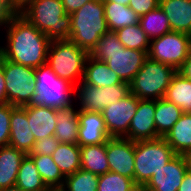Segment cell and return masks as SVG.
Listing matches in <instances>:
<instances>
[{
	"instance_id": "obj_1",
	"label": "cell",
	"mask_w": 191,
	"mask_h": 191,
	"mask_svg": "<svg viewBox=\"0 0 191 191\" xmlns=\"http://www.w3.org/2000/svg\"><path fill=\"white\" fill-rule=\"evenodd\" d=\"M1 56L23 66L46 64L51 40L20 13H10L0 26Z\"/></svg>"
},
{
	"instance_id": "obj_2",
	"label": "cell",
	"mask_w": 191,
	"mask_h": 191,
	"mask_svg": "<svg viewBox=\"0 0 191 191\" xmlns=\"http://www.w3.org/2000/svg\"><path fill=\"white\" fill-rule=\"evenodd\" d=\"M69 40L88 54L100 38L109 31L103 0H91L71 14Z\"/></svg>"
},
{
	"instance_id": "obj_3",
	"label": "cell",
	"mask_w": 191,
	"mask_h": 191,
	"mask_svg": "<svg viewBox=\"0 0 191 191\" xmlns=\"http://www.w3.org/2000/svg\"><path fill=\"white\" fill-rule=\"evenodd\" d=\"M20 14L51 41L69 39L71 15L66 14L62 0H34Z\"/></svg>"
},
{
	"instance_id": "obj_4",
	"label": "cell",
	"mask_w": 191,
	"mask_h": 191,
	"mask_svg": "<svg viewBox=\"0 0 191 191\" xmlns=\"http://www.w3.org/2000/svg\"><path fill=\"white\" fill-rule=\"evenodd\" d=\"M88 55L69 39L55 40L50 43L46 64L56 76L76 86L83 80Z\"/></svg>"
},
{
	"instance_id": "obj_5",
	"label": "cell",
	"mask_w": 191,
	"mask_h": 191,
	"mask_svg": "<svg viewBox=\"0 0 191 191\" xmlns=\"http://www.w3.org/2000/svg\"><path fill=\"white\" fill-rule=\"evenodd\" d=\"M177 154L163 137L135 142L134 182L143 188Z\"/></svg>"
},
{
	"instance_id": "obj_6",
	"label": "cell",
	"mask_w": 191,
	"mask_h": 191,
	"mask_svg": "<svg viewBox=\"0 0 191 191\" xmlns=\"http://www.w3.org/2000/svg\"><path fill=\"white\" fill-rule=\"evenodd\" d=\"M173 67L147 58L130 84V93L141 100L164 98L173 75Z\"/></svg>"
},
{
	"instance_id": "obj_7",
	"label": "cell",
	"mask_w": 191,
	"mask_h": 191,
	"mask_svg": "<svg viewBox=\"0 0 191 191\" xmlns=\"http://www.w3.org/2000/svg\"><path fill=\"white\" fill-rule=\"evenodd\" d=\"M35 74L36 104L54 109H65L74 105L73 84L56 76L47 64L36 68Z\"/></svg>"
},
{
	"instance_id": "obj_8",
	"label": "cell",
	"mask_w": 191,
	"mask_h": 191,
	"mask_svg": "<svg viewBox=\"0 0 191 191\" xmlns=\"http://www.w3.org/2000/svg\"><path fill=\"white\" fill-rule=\"evenodd\" d=\"M0 65L4 72L8 104L22 107L35 103V68L5 60L2 56Z\"/></svg>"
},
{
	"instance_id": "obj_9",
	"label": "cell",
	"mask_w": 191,
	"mask_h": 191,
	"mask_svg": "<svg viewBox=\"0 0 191 191\" xmlns=\"http://www.w3.org/2000/svg\"><path fill=\"white\" fill-rule=\"evenodd\" d=\"M130 94V84L97 87L81 81L75 86L74 105L78 110L102 113L110 103H116Z\"/></svg>"
},
{
	"instance_id": "obj_10",
	"label": "cell",
	"mask_w": 191,
	"mask_h": 191,
	"mask_svg": "<svg viewBox=\"0 0 191 191\" xmlns=\"http://www.w3.org/2000/svg\"><path fill=\"white\" fill-rule=\"evenodd\" d=\"M191 51L189 34L169 32L150 40L148 58L178 70Z\"/></svg>"
},
{
	"instance_id": "obj_11",
	"label": "cell",
	"mask_w": 191,
	"mask_h": 191,
	"mask_svg": "<svg viewBox=\"0 0 191 191\" xmlns=\"http://www.w3.org/2000/svg\"><path fill=\"white\" fill-rule=\"evenodd\" d=\"M138 107V98L130 93L124 99L110 103L104 108L102 117L110 137L124 138L128 134L130 122Z\"/></svg>"
},
{
	"instance_id": "obj_12",
	"label": "cell",
	"mask_w": 191,
	"mask_h": 191,
	"mask_svg": "<svg viewBox=\"0 0 191 191\" xmlns=\"http://www.w3.org/2000/svg\"><path fill=\"white\" fill-rule=\"evenodd\" d=\"M109 171L134 179L135 142L121 137H111L106 142Z\"/></svg>"
},
{
	"instance_id": "obj_13",
	"label": "cell",
	"mask_w": 191,
	"mask_h": 191,
	"mask_svg": "<svg viewBox=\"0 0 191 191\" xmlns=\"http://www.w3.org/2000/svg\"><path fill=\"white\" fill-rule=\"evenodd\" d=\"M187 171L184 155H176L152 175L143 189L145 191H178Z\"/></svg>"
},
{
	"instance_id": "obj_14",
	"label": "cell",
	"mask_w": 191,
	"mask_h": 191,
	"mask_svg": "<svg viewBox=\"0 0 191 191\" xmlns=\"http://www.w3.org/2000/svg\"><path fill=\"white\" fill-rule=\"evenodd\" d=\"M147 58L148 54L145 51L124 47L114 53H107L106 59L103 62H105L123 82L130 83Z\"/></svg>"
},
{
	"instance_id": "obj_15",
	"label": "cell",
	"mask_w": 191,
	"mask_h": 191,
	"mask_svg": "<svg viewBox=\"0 0 191 191\" xmlns=\"http://www.w3.org/2000/svg\"><path fill=\"white\" fill-rule=\"evenodd\" d=\"M155 100H141L138 98V107L132 117L128 134L124 137L133 142L159 138L154 121Z\"/></svg>"
},
{
	"instance_id": "obj_16",
	"label": "cell",
	"mask_w": 191,
	"mask_h": 191,
	"mask_svg": "<svg viewBox=\"0 0 191 191\" xmlns=\"http://www.w3.org/2000/svg\"><path fill=\"white\" fill-rule=\"evenodd\" d=\"M111 138L101 113L79 110L78 145L88 146L106 143Z\"/></svg>"
},
{
	"instance_id": "obj_17",
	"label": "cell",
	"mask_w": 191,
	"mask_h": 191,
	"mask_svg": "<svg viewBox=\"0 0 191 191\" xmlns=\"http://www.w3.org/2000/svg\"><path fill=\"white\" fill-rule=\"evenodd\" d=\"M35 136L29 127L25 106H16L10 117L9 146L29 154L35 142Z\"/></svg>"
},
{
	"instance_id": "obj_18",
	"label": "cell",
	"mask_w": 191,
	"mask_h": 191,
	"mask_svg": "<svg viewBox=\"0 0 191 191\" xmlns=\"http://www.w3.org/2000/svg\"><path fill=\"white\" fill-rule=\"evenodd\" d=\"M26 113L35 140L53 136L56 127V109L32 103L26 105Z\"/></svg>"
},
{
	"instance_id": "obj_19",
	"label": "cell",
	"mask_w": 191,
	"mask_h": 191,
	"mask_svg": "<svg viewBox=\"0 0 191 191\" xmlns=\"http://www.w3.org/2000/svg\"><path fill=\"white\" fill-rule=\"evenodd\" d=\"M173 32L191 33V0H159Z\"/></svg>"
},
{
	"instance_id": "obj_20",
	"label": "cell",
	"mask_w": 191,
	"mask_h": 191,
	"mask_svg": "<svg viewBox=\"0 0 191 191\" xmlns=\"http://www.w3.org/2000/svg\"><path fill=\"white\" fill-rule=\"evenodd\" d=\"M54 136L60 143L77 144L79 131V110L75 105L56 109Z\"/></svg>"
},
{
	"instance_id": "obj_21",
	"label": "cell",
	"mask_w": 191,
	"mask_h": 191,
	"mask_svg": "<svg viewBox=\"0 0 191 191\" xmlns=\"http://www.w3.org/2000/svg\"><path fill=\"white\" fill-rule=\"evenodd\" d=\"M26 153L12 146L0 147V189L16 184L18 171Z\"/></svg>"
},
{
	"instance_id": "obj_22",
	"label": "cell",
	"mask_w": 191,
	"mask_h": 191,
	"mask_svg": "<svg viewBox=\"0 0 191 191\" xmlns=\"http://www.w3.org/2000/svg\"><path fill=\"white\" fill-rule=\"evenodd\" d=\"M84 83L97 87H108L121 84L123 81L112 71L105 62L96 60L88 55L84 66Z\"/></svg>"
},
{
	"instance_id": "obj_23",
	"label": "cell",
	"mask_w": 191,
	"mask_h": 191,
	"mask_svg": "<svg viewBox=\"0 0 191 191\" xmlns=\"http://www.w3.org/2000/svg\"><path fill=\"white\" fill-rule=\"evenodd\" d=\"M177 155L191 149V113H183L180 119L163 137Z\"/></svg>"
},
{
	"instance_id": "obj_24",
	"label": "cell",
	"mask_w": 191,
	"mask_h": 191,
	"mask_svg": "<svg viewBox=\"0 0 191 191\" xmlns=\"http://www.w3.org/2000/svg\"><path fill=\"white\" fill-rule=\"evenodd\" d=\"M164 98L178 106L183 113H191V80L176 72Z\"/></svg>"
},
{
	"instance_id": "obj_25",
	"label": "cell",
	"mask_w": 191,
	"mask_h": 191,
	"mask_svg": "<svg viewBox=\"0 0 191 191\" xmlns=\"http://www.w3.org/2000/svg\"><path fill=\"white\" fill-rule=\"evenodd\" d=\"M81 169L102 175L109 172L106 143L80 147Z\"/></svg>"
},
{
	"instance_id": "obj_26",
	"label": "cell",
	"mask_w": 191,
	"mask_h": 191,
	"mask_svg": "<svg viewBox=\"0 0 191 191\" xmlns=\"http://www.w3.org/2000/svg\"><path fill=\"white\" fill-rule=\"evenodd\" d=\"M183 114L182 110L165 98L155 100L154 121L157 135L164 137Z\"/></svg>"
},
{
	"instance_id": "obj_27",
	"label": "cell",
	"mask_w": 191,
	"mask_h": 191,
	"mask_svg": "<svg viewBox=\"0 0 191 191\" xmlns=\"http://www.w3.org/2000/svg\"><path fill=\"white\" fill-rule=\"evenodd\" d=\"M51 156L64 176L81 169V153L78 144L59 143Z\"/></svg>"
},
{
	"instance_id": "obj_28",
	"label": "cell",
	"mask_w": 191,
	"mask_h": 191,
	"mask_svg": "<svg viewBox=\"0 0 191 191\" xmlns=\"http://www.w3.org/2000/svg\"><path fill=\"white\" fill-rule=\"evenodd\" d=\"M15 185L23 191H51L43 182L29 154H26L21 162Z\"/></svg>"
},
{
	"instance_id": "obj_29",
	"label": "cell",
	"mask_w": 191,
	"mask_h": 191,
	"mask_svg": "<svg viewBox=\"0 0 191 191\" xmlns=\"http://www.w3.org/2000/svg\"><path fill=\"white\" fill-rule=\"evenodd\" d=\"M109 31L139 23L140 17L129 7L113 2H103Z\"/></svg>"
},
{
	"instance_id": "obj_30",
	"label": "cell",
	"mask_w": 191,
	"mask_h": 191,
	"mask_svg": "<svg viewBox=\"0 0 191 191\" xmlns=\"http://www.w3.org/2000/svg\"><path fill=\"white\" fill-rule=\"evenodd\" d=\"M42 177L43 182L51 191H59L63 185L65 176L54 162L52 156L30 155Z\"/></svg>"
},
{
	"instance_id": "obj_31",
	"label": "cell",
	"mask_w": 191,
	"mask_h": 191,
	"mask_svg": "<svg viewBox=\"0 0 191 191\" xmlns=\"http://www.w3.org/2000/svg\"><path fill=\"white\" fill-rule=\"evenodd\" d=\"M139 23L150 40L172 31L169 20L160 6L141 16Z\"/></svg>"
},
{
	"instance_id": "obj_32",
	"label": "cell",
	"mask_w": 191,
	"mask_h": 191,
	"mask_svg": "<svg viewBox=\"0 0 191 191\" xmlns=\"http://www.w3.org/2000/svg\"><path fill=\"white\" fill-rule=\"evenodd\" d=\"M114 32L125 48L145 51L148 54L150 39L142 30L140 23L120 28Z\"/></svg>"
},
{
	"instance_id": "obj_33",
	"label": "cell",
	"mask_w": 191,
	"mask_h": 191,
	"mask_svg": "<svg viewBox=\"0 0 191 191\" xmlns=\"http://www.w3.org/2000/svg\"><path fill=\"white\" fill-rule=\"evenodd\" d=\"M99 176L79 169L65 176L64 185L59 191H97Z\"/></svg>"
},
{
	"instance_id": "obj_34",
	"label": "cell",
	"mask_w": 191,
	"mask_h": 191,
	"mask_svg": "<svg viewBox=\"0 0 191 191\" xmlns=\"http://www.w3.org/2000/svg\"><path fill=\"white\" fill-rule=\"evenodd\" d=\"M138 188L134 179L126 176L110 171L99 175L97 191H136Z\"/></svg>"
},
{
	"instance_id": "obj_35",
	"label": "cell",
	"mask_w": 191,
	"mask_h": 191,
	"mask_svg": "<svg viewBox=\"0 0 191 191\" xmlns=\"http://www.w3.org/2000/svg\"><path fill=\"white\" fill-rule=\"evenodd\" d=\"M123 48L124 45L118 40L116 33L114 31H108L100 38L89 53V56L96 60L104 61L107 53H114Z\"/></svg>"
},
{
	"instance_id": "obj_36",
	"label": "cell",
	"mask_w": 191,
	"mask_h": 191,
	"mask_svg": "<svg viewBox=\"0 0 191 191\" xmlns=\"http://www.w3.org/2000/svg\"><path fill=\"white\" fill-rule=\"evenodd\" d=\"M15 107L8 103L0 104V147L9 145L10 117Z\"/></svg>"
},
{
	"instance_id": "obj_37",
	"label": "cell",
	"mask_w": 191,
	"mask_h": 191,
	"mask_svg": "<svg viewBox=\"0 0 191 191\" xmlns=\"http://www.w3.org/2000/svg\"><path fill=\"white\" fill-rule=\"evenodd\" d=\"M58 139L53 136L43 137L34 142L29 155H48L51 156L59 145Z\"/></svg>"
},
{
	"instance_id": "obj_38",
	"label": "cell",
	"mask_w": 191,
	"mask_h": 191,
	"mask_svg": "<svg viewBox=\"0 0 191 191\" xmlns=\"http://www.w3.org/2000/svg\"><path fill=\"white\" fill-rule=\"evenodd\" d=\"M128 6L139 16H143L159 6V0H130Z\"/></svg>"
},
{
	"instance_id": "obj_39",
	"label": "cell",
	"mask_w": 191,
	"mask_h": 191,
	"mask_svg": "<svg viewBox=\"0 0 191 191\" xmlns=\"http://www.w3.org/2000/svg\"><path fill=\"white\" fill-rule=\"evenodd\" d=\"M10 13H20L34 0H5Z\"/></svg>"
},
{
	"instance_id": "obj_40",
	"label": "cell",
	"mask_w": 191,
	"mask_h": 191,
	"mask_svg": "<svg viewBox=\"0 0 191 191\" xmlns=\"http://www.w3.org/2000/svg\"><path fill=\"white\" fill-rule=\"evenodd\" d=\"M89 1L91 0H62V4L66 14L71 15Z\"/></svg>"
},
{
	"instance_id": "obj_41",
	"label": "cell",
	"mask_w": 191,
	"mask_h": 191,
	"mask_svg": "<svg viewBox=\"0 0 191 191\" xmlns=\"http://www.w3.org/2000/svg\"><path fill=\"white\" fill-rule=\"evenodd\" d=\"M182 76L191 80V51L184 63L177 70Z\"/></svg>"
},
{
	"instance_id": "obj_42",
	"label": "cell",
	"mask_w": 191,
	"mask_h": 191,
	"mask_svg": "<svg viewBox=\"0 0 191 191\" xmlns=\"http://www.w3.org/2000/svg\"><path fill=\"white\" fill-rule=\"evenodd\" d=\"M8 103L6 94V82L4 78V72L2 66L0 65V104Z\"/></svg>"
},
{
	"instance_id": "obj_43",
	"label": "cell",
	"mask_w": 191,
	"mask_h": 191,
	"mask_svg": "<svg viewBox=\"0 0 191 191\" xmlns=\"http://www.w3.org/2000/svg\"><path fill=\"white\" fill-rule=\"evenodd\" d=\"M178 191H191V172L189 170L185 174Z\"/></svg>"
},
{
	"instance_id": "obj_44",
	"label": "cell",
	"mask_w": 191,
	"mask_h": 191,
	"mask_svg": "<svg viewBox=\"0 0 191 191\" xmlns=\"http://www.w3.org/2000/svg\"><path fill=\"white\" fill-rule=\"evenodd\" d=\"M10 12L7 9L6 1L0 0V26L6 21Z\"/></svg>"
},
{
	"instance_id": "obj_45",
	"label": "cell",
	"mask_w": 191,
	"mask_h": 191,
	"mask_svg": "<svg viewBox=\"0 0 191 191\" xmlns=\"http://www.w3.org/2000/svg\"><path fill=\"white\" fill-rule=\"evenodd\" d=\"M186 163H187V168L188 170L191 172V149L188 150L185 154H184Z\"/></svg>"
},
{
	"instance_id": "obj_46",
	"label": "cell",
	"mask_w": 191,
	"mask_h": 191,
	"mask_svg": "<svg viewBox=\"0 0 191 191\" xmlns=\"http://www.w3.org/2000/svg\"><path fill=\"white\" fill-rule=\"evenodd\" d=\"M130 0H103V2H113L120 5L128 6Z\"/></svg>"
},
{
	"instance_id": "obj_47",
	"label": "cell",
	"mask_w": 191,
	"mask_h": 191,
	"mask_svg": "<svg viewBox=\"0 0 191 191\" xmlns=\"http://www.w3.org/2000/svg\"><path fill=\"white\" fill-rule=\"evenodd\" d=\"M0 191H23V190L19 188L18 186L14 185V186L0 189Z\"/></svg>"
},
{
	"instance_id": "obj_48",
	"label": "cell",
	"mask_w": 191,
	"mask_h": 191,
	"mask_svg": "<svg viewBox=\"0 0 191 191\" xmlns=\"http://www.w3.org/2000/svg\"><path fill=\"white\" fill-rule=\"evenodd\" d=\"M136 191H145L143 188H138Z\"/></svg>"
}]
</instances>
